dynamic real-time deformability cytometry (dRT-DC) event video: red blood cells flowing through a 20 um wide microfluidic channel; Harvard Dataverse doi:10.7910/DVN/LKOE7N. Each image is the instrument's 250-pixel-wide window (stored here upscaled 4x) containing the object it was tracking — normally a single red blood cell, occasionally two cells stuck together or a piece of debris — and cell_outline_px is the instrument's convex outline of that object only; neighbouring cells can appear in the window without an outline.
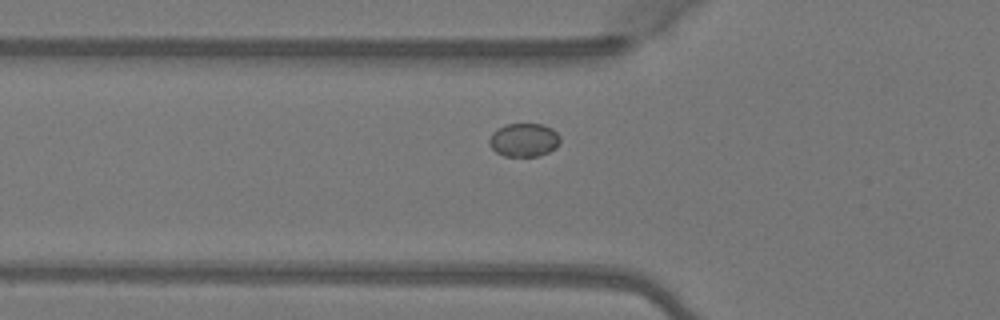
{"species": "Egyptian fruit bat (a non-hibernating species)", "species_latin": "Rousettus aegyptiacus", "temperature_condition": "warm", "stored_images_in_passage": 36, "camera_frame_rate_fps": 3000, "um_per_image_px": 0.085, "animal": {"sex": "female"}, "frame": {"image": 1, "passage_image": 3, "time_ms": 0.667, "image_size_px": [1000, 320], "cell_outline_px": [[560, 144], [556, 148], [548, 152], [536, 156], [504, 156], [496, 152], [488, 144], [488, 140], [492, 132], [496, 128], [504, 124], [544, 124], [552, 128], [560, 136]], "centroid_in_image_um": [44.52, 11.88], "position_along_channel_um": 81.3, "area_um2": 14.05}}
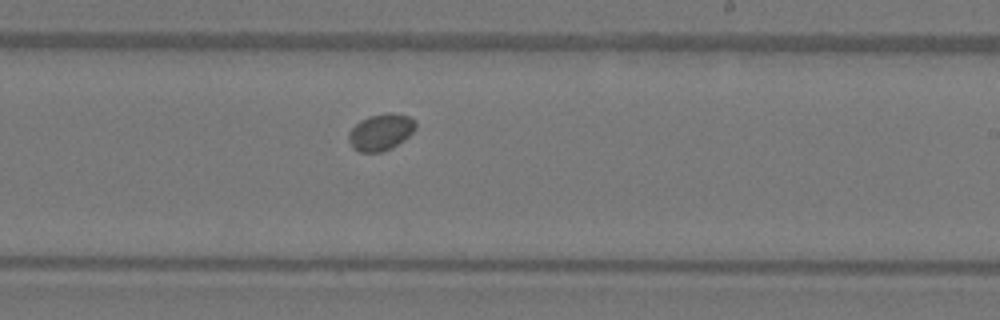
{"frame": {"image": 2, "passage_image": 16, "time_ms": 5.0, "image_size_px": [1000, 320], "cell_outline_px": [[416, 128], [404, 140], [392, 148], [380, 152], [360, 152], [352, 148], [348, 140], [348, 132], [360, 120], [368, 116], [388, 112], [392, 112], [408, 116], [416, 120]], "centroid_in_image_um": [32.36, 11.22], "position_along_channel_um": 256.6, "area_um2": 14.45}}
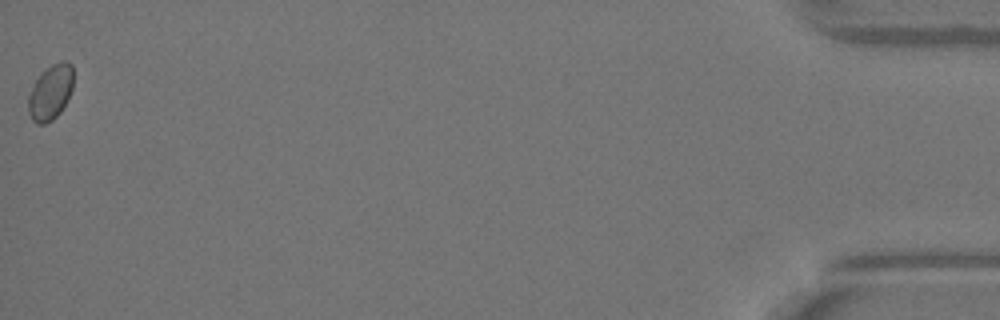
{"frame": {"image": 3, "passage_image": 36, "time_ms": 11.667, "image_size_px": [1000, 320], "cell_outline_px": [[72, 88], [68, 100], [60, 112], [52, 120], [44, 124], [36, 124], [32, 120], [28, 112], [28, 92], [32, 84], [52, 64], [60, 60], [64, 60], [72, 64]], "centroid_in_image_um": [4.28, 7.86], "position_along_channel_um": 430.9, "area_um2": 14.51}}